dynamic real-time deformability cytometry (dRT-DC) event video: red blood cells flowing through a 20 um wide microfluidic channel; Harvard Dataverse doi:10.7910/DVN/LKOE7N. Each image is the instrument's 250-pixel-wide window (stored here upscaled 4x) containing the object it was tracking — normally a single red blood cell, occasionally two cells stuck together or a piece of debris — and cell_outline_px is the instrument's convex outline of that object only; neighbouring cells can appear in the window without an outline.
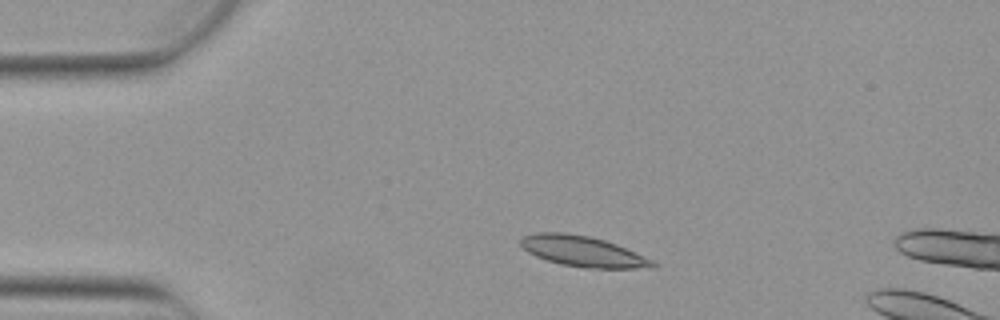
{"species": "Egyptian fruit bat (a non-hibernating species)", "species_latin": "Rousettus aegyptiacus", "temperature_condition": "warm", "stored_images_in_passage": 3, "camera_frame_rate_fps": 3000, "um_per_image_px": 0.085, "animal": {"sex": "female"}, "frame": {"image": 1, "passage_image": 1, "time_ms": 0.0, "image_size_px": [1000, 320], "cell_outline_px": [[656, 268], [584, 268], [560, 264], [536, 256], [528, 252], [520, 244], [520, 240], [524, 236], [536, 232], [564, 232], [588, 236], [604, 240], [616, 244], [652, 260], [656, 264]], "centroid_in_image_um": [49.52, 21.36], "position_along_channel_um": 35.5, "area_um2": 23.35}}